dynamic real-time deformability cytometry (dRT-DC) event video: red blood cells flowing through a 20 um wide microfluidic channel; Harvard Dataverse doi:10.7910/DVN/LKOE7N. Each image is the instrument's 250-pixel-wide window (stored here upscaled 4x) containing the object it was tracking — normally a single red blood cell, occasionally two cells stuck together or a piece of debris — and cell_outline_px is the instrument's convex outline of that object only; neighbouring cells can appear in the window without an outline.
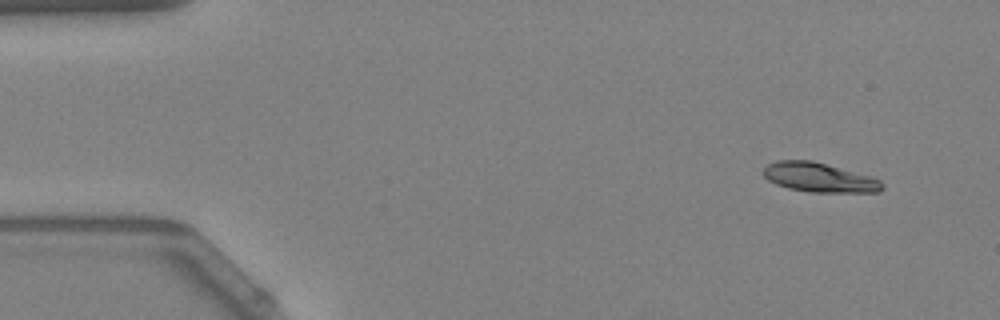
{"species": "Egyptian fruit bat (a non-hibernating species)", "species_latin": "Rousettus aegyptiacus", "temperature_condition": "warm", "stored_images_in_passage": 49, "camera_frame_rate_fps": 3000, "um_per_image_px": 0.085, "animal": {"sex": "female"}, "frame": {"image": 1, "passage_image": 1, "time_ms": 0.0, "image_size_px": [1000, 320], "cell_outline_px": [[884, 188], [880, 192], [808, 192], [788, 188], [776, 184], [768, 180], [764, 176], [764, 168], [768, 164], [776, 160], [812, 160], [872, 176], [880, 180], [884, 184]], "centroid_in_image_um": [69.66, 15.08], "position_along_channel_um": 15.3, "area_um2": 20.46}}
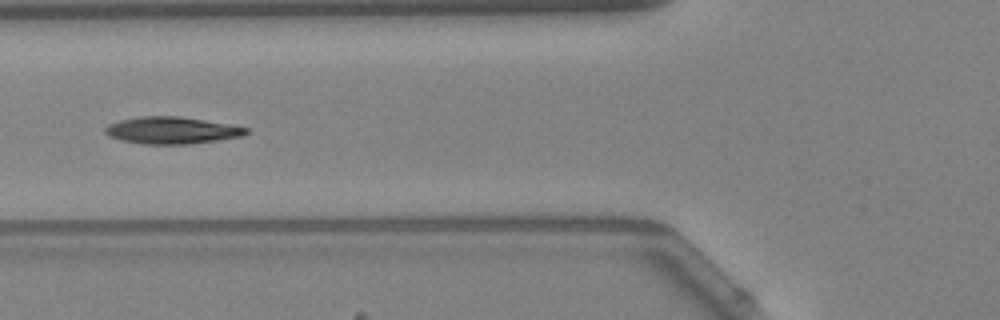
{"frame": {"image": 2, "passage_image": 17, "time_ms": 5.333, "image_size_px": [1000, 320], "cell_outline_px": [[248, 132], [244, 136], [188, 144], [144, 144], [124, 140], [108, 136], [104, 132], [104, 128], [108, 124], [120, 120], [140, 116], [176, 116], [228, 124], [248, 128]], "centroid_in_image_um": [14.57, 11.08], "position_along_channel_um": 111.2, "area_um2": 21.91}}
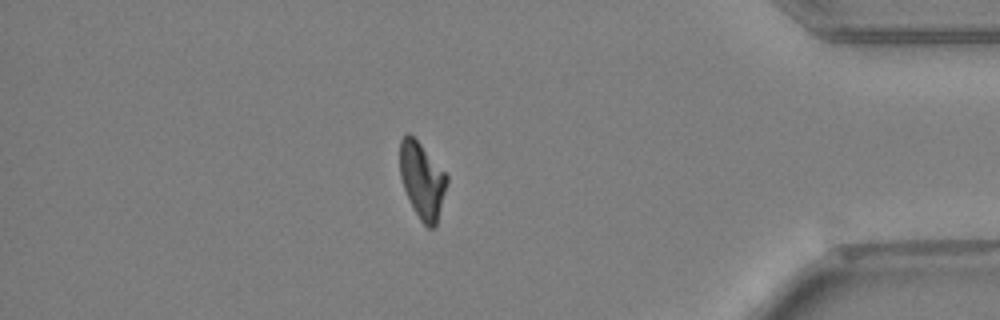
{"frame": {"image": 3, "passage_image": 42, "time_ms": 13.667, "image_size_px": [1000, 320], "cell_outline_px": [[448, 180], [436, 224], [432, 228], [428, 228], [420, 220], [404, 188], [400, 176], [400, 140], [408, 132], [420, 144], [448, 176]], "centroid_in_image_um": [35.87, 15.32], "position_along_channel_um": 399.3, "area_um2": 20.23}, "authors_computed_cell_mechanics": {"area_um2": 21.5016, "velocity_mm_per_s": 3.8928, "shape_relaxation_time_tau1_ms": 7.7048, "shape_relaxation_time_tau2_ms": 8.9891, "deformation_change_tau1": 0.2318, "deformation_change_tau2": 0.1555}}